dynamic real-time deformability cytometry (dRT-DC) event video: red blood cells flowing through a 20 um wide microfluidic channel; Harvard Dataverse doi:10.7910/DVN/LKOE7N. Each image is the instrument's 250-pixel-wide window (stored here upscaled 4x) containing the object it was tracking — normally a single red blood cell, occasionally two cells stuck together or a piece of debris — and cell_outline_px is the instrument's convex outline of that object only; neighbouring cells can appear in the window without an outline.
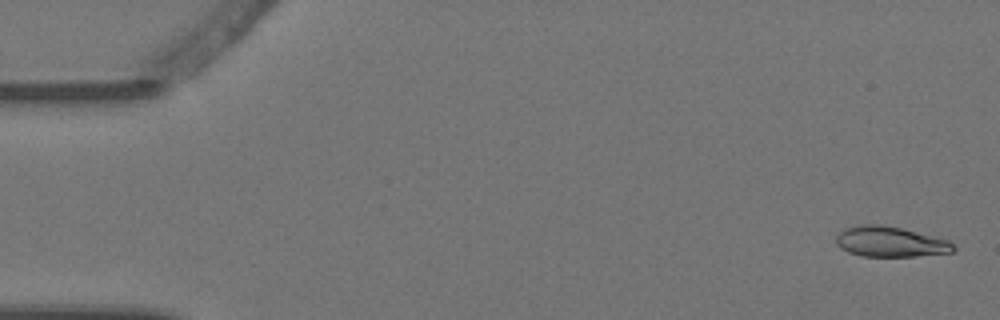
{"species": "Egyptian fruit bat (a non-hibernating species)", "species_latin": "Rousettus aegyptiacus", "temperature_condition": "warm", "stored_images_in_passage": 5, "camera_frame_rate_fps": 3000, "um_per_image_px": 0.085, "animal": {"sex": "female"}, "frame": {"image": 1, "passage_image": 1, "time_ms": 0.0, "image_size_px": [1000, 320], "cell_outline_px": [[956, 248], [952, 252], [916, 256], [860, 256], [848, 252], [840, 248], [836, 244], [836, 236], [844, 228], [860, 224], [880, 224], [900, 228], [948, 240]], "centroid_in_image_um": [75.62, 20.55], "position_along_channel_um": 9.4, "area_um2": 20.63}}
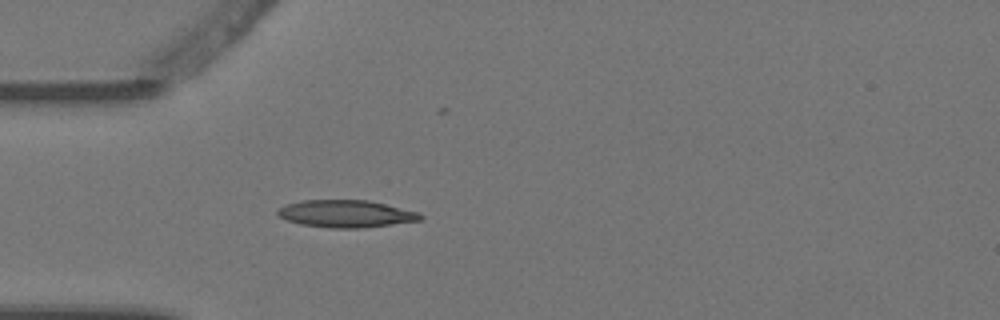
{"frame": {"image": 2, "passage_image": 5, "time_ms": 1.333, "image_size_px": [1000, 320], "cell_outline_px": [[424, 216], [420, 220], [392, 224], [360, 228], [332, 228], [300, 224], [288, 220], [280, 216], [276, 212], [280, 208], [288, 204], [300, 200], [368, 200], [420, 212]], "centroid_in_image_um": [29.43, 18.16], "position_along_channel_um": 55.6, "area_um2": 22.54}}